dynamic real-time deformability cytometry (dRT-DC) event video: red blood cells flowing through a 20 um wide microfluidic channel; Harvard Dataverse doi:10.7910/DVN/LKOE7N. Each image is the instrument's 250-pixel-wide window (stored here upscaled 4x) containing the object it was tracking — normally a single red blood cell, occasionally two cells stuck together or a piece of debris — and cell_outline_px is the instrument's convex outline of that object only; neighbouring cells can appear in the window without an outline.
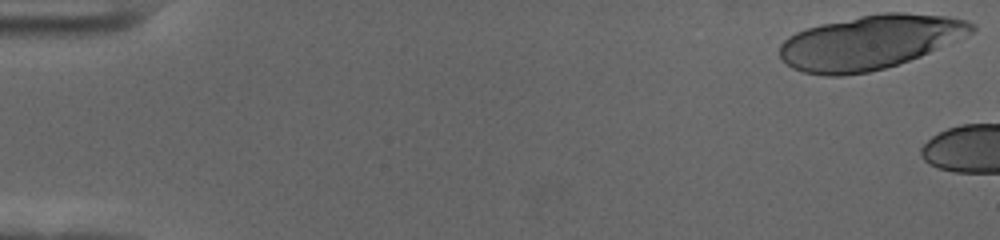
{"species": "human", "species_latin": "Homo sapiens", "temperature_condition": "cold", "stored_images_in_passage": 7, "camera_frame_rate_fps": 3000, "um_per_image_px": 0.085, "donor": {"sex": "female"}, "frame": {"image": 1, "passage_image": 1, "time_ms": 0.0, "image_size_px": [1000, 240], "cell_outline_px": [[976, 28], [972, 32], [920, 56], [884, 68], [868, 72], [844, 76], [824, 76], [804, 72], [792, 68], [780, 56], [780, 44], [788, 36], [796, 32], [820, 24], [860, 16], [884, 12], [904, 12], [948, 16], [968, 20], [976, 24]], "centroid_in_image_um": [73.92, 3.58], "position_along_channel_um": 11.1, "area_um2": 60.17}}